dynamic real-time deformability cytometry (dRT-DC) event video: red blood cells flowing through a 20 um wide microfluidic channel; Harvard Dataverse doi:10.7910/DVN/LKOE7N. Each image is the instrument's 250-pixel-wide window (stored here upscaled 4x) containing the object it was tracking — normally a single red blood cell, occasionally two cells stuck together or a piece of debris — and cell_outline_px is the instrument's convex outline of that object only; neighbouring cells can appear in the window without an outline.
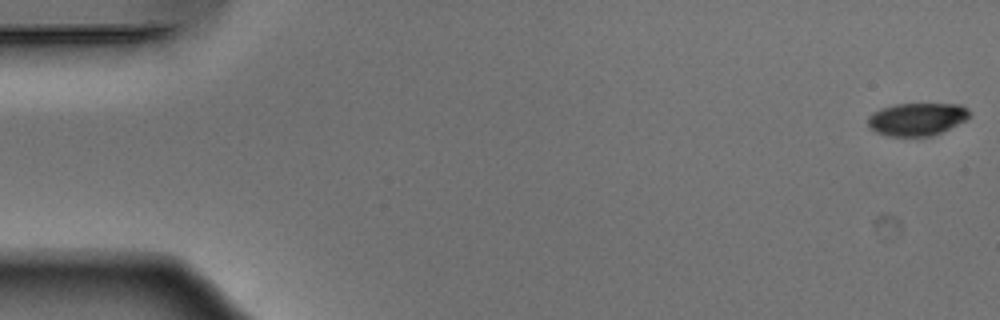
{"species": "Egyptian fruit bat (a non-hibernating species)", "species_latin": "Rousettus aegyptiacus", "temperature_condition": "warm", "stored_images_in_passage": 17, "camera_frame_rate_fps": 3000, "um_per_image_px": 0.085, "animal": {"sex": "male"}, "frame": {"image": 1, "passage_image": 1, "time_ms": 0.0, "image_size_px": [1000, 320], "cell_outline_px": [[972, 116], [932, 136], [888, 136], [876, 132], [868, 128], [868, 116], [872, 112], [880, 108], [896, 104], [960, 104], [968, 108], [972, 112]], "centroid_in_image_um": [77.92, 10.12], "position_along_channel_um": 7.1, "area_um2": 19.48}}
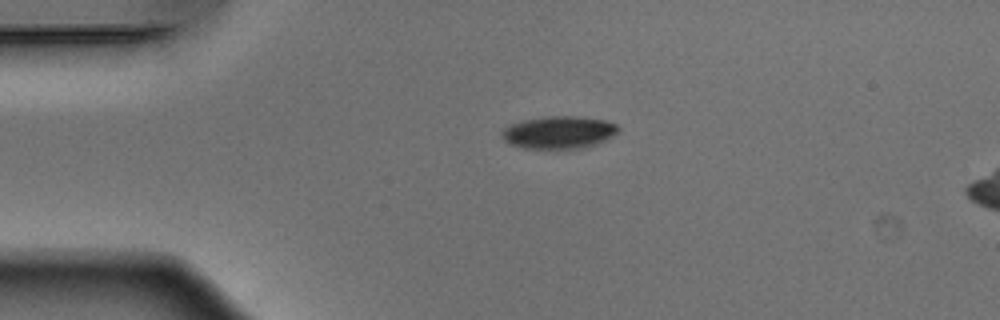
{"frame": {"image": 2, "passage_image": 12, "time_ms": 3.667, "image_size_px": [1000, 320], "cell_outline_px": [[620, 128], [612, 136], [596, 144], [580, 148], [524, 148], [508, 144], [500, 136], [500, 132], [504, 128], [512, 124], [524, 120], [548, 116], [580, 116], [604, 120], [616, 124]], "centroid_in_image_um": [47.47, 11.25], "position_along_channel_um": 37.5, "area_um2": 21.96}}